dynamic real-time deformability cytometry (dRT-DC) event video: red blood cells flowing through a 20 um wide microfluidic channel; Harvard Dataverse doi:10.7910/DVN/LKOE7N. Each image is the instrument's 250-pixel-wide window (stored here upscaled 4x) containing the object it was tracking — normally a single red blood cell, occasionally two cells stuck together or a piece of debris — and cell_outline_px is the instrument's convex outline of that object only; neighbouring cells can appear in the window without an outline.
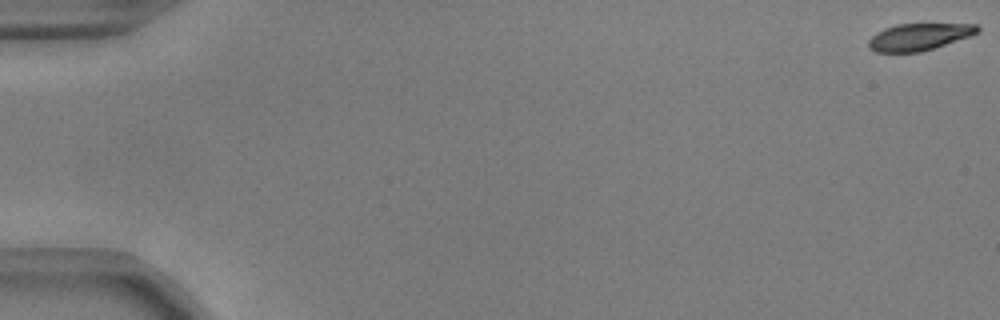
{"species": "common noctule bat (a hibernating species)", "species_latin": "Nyctalus noctula", "temperature_condition": "warm", "stored_images_in_passage": 35, "camera_frame_rate_fps": 3000, "um_per_image_px": 0.085, "animal": {"sex": "male", "body_mass_g": 17.9, "forearm_length_mm": 54.2}, "frame": {"image": 1, "passage_image": 1, "time_ms": 0.0, "image_size_px": [1000, 320], "cell_outline_px": [[980, 32], [972, 36], [920, 52], [876, 52], [868, 48], [868, 40], [876, 32], [884, 28], [896, 24], [976, 24], [980, 28]], "centroid_in_image_um": [78.12, 3.13], "position_along_channel_um": 6.9, "area_um2": 17.22}}
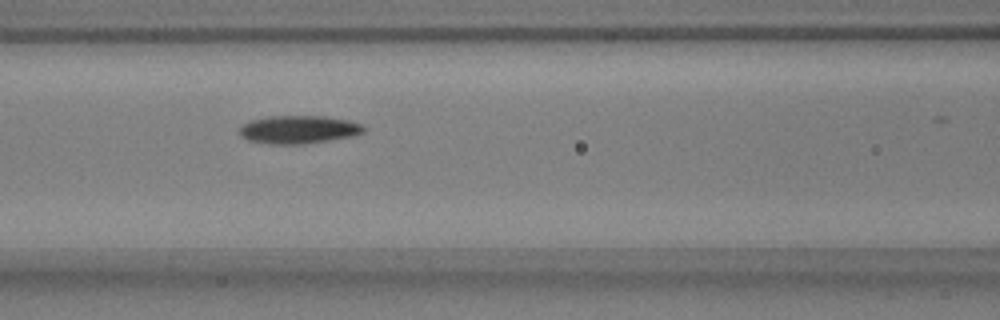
{"frame": {"image": 2, "passage_image": 25, "time_ms": 8.0, "image_size_px": [1000, 320], "cell_outline_px": [[368, 128], [364, 132], [356, 136], [304, 144], [268, 144], [248, 140], [240, 136], [240, 128], [244, 124], [252, 120], [272, 116], [324, 116], [348, 120], [360, 124]], "centroid_in_image_um": [25.43, 11.02], "position_along_channel_um": 141.2, "area_um2": 20.4}}
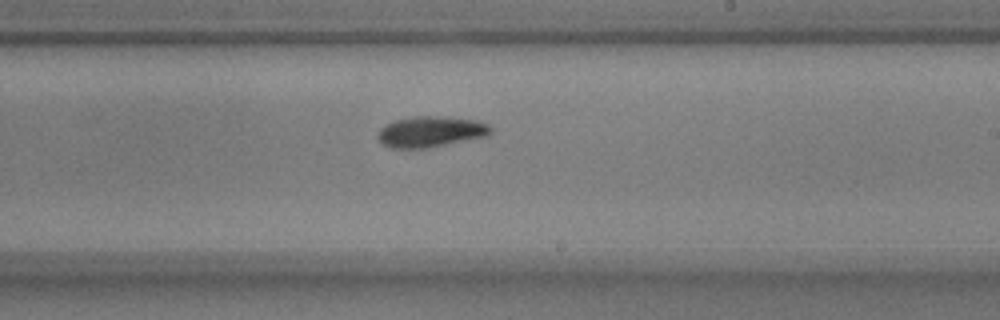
{"frame": {"image": 3, "passage_image": 34, "time_ms": 11.0, "image_size_px": [1000, 320], "cell_outline_px": [[492, 132], [488, 136], [428, 148], [392, 148], [380, 144], [376, 136], [380, 128], [396, 120], [416, 116], [440, 116], [476, 120], [488, 124], [492, 128]], "centroid_in_image_um": [36.61, 11.2], "position_along_channel_um": 252.4, "area_um2": 20.4}}